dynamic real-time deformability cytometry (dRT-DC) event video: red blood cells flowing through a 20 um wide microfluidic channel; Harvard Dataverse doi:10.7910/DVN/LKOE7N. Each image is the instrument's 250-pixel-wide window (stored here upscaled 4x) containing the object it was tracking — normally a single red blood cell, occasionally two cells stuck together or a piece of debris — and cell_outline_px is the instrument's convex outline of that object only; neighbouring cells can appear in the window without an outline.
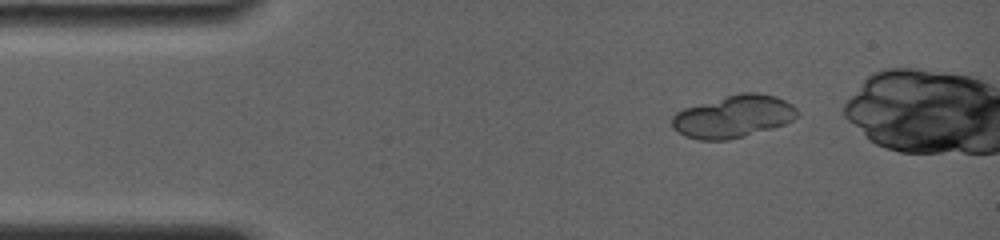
{"species": "common noctule bat (a hibernating species)", "species_latin": "Nyctalus noctula", "temperature_condition": "room temperature", "stored_images_in_passage": 9, "camera_frame_rate_fps": 4000, "um_per_image_px": 0.085, "animal": {"sex": "female", "body_mass_g": 19.0, "forearm_length_mm": 56.7}, "frame": {"image": 1, "passage_image": 2, "time_ms": 0.5, "image_size_px": [1000, 240], "cell_outline_px": [[800, 112], [792, 120], [784, 124], [772, 128], [744, 136], [728, 140], [700, 140], [684, 136], [672, 128], [672, 116], [676, 112], [684, 108], [740, 92], [760, 92], [776, 96], [792, 104]], "centroid_in_image_um": [62.34, 9.9], "position_along_channel_um": 22.7, "area_um2": 30.98}}